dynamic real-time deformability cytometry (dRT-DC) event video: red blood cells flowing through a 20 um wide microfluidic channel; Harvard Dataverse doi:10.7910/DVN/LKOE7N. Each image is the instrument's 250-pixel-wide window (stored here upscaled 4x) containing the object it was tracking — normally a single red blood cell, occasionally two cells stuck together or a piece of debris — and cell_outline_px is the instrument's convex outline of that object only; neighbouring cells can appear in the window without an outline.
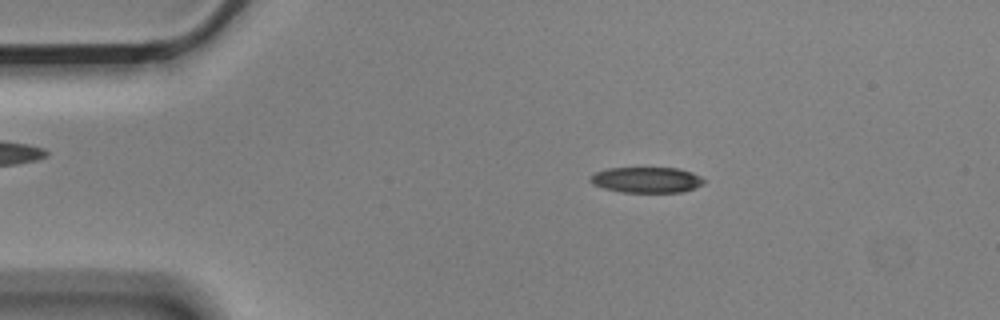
{"species": "Egyptian fruit bat (a non-hibernating species)", "species_latin": "Rousettus aegyptiacus", "temperature_condition": "cold", "stored_images_in_passage": 3, "camera_frame_rate_fps": 3000, "um_per_image_px": 0.085, "animal": {"sex": "male"}, "frame": {"image": 1, "passage_image": 2, "time_ms": 0.333, "image_size_px": [1000, 320], "cell_outline_px": [[704, 184], [684, 192], [620, 192], [604, 188], [592, 184], [588, 180], [596, 172], [608, 168], [680, 168], [692, 172], [700, 176], [704, 180]], "centroid_in_image_um": [54.97, 15.29], "position_along_channel_um": 30.0, "area_um2": 17.05}}